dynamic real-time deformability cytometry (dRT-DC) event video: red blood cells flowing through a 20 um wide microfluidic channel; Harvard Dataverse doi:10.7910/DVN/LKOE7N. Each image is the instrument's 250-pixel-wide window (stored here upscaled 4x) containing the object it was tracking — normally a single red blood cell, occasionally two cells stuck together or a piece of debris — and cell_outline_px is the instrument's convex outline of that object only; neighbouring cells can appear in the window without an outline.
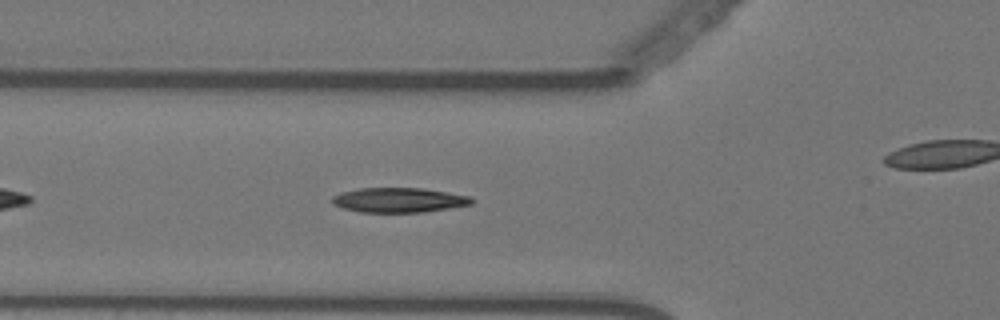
{"species": "Egyptian fruit bat (a non-hibernating species)", "species_latin": "Rousettus aegyptiacus", "temperature_condition": "warm", "stored_images_in_passage": 45, "camera_frame_rate_fps": 3000, "um_per_image_px": 0.085, "animal": {"sex": "female"}, "frame": {"image": 1, "passage_image": 7, "time_ms": 2.0, "image_size_px": [1000, 320], "cell_outline_px": [[472, 204], [424, 212], [360, 212], [344, 208], [332, 204], [332, 196], [344, 192], [360, 188], [424, 188], [468, 196], [472, 200]], "centroid_in_image_um": [33.88, 17.0], "position_along_channel_um": 91.9, "area_um2": 19.83}}
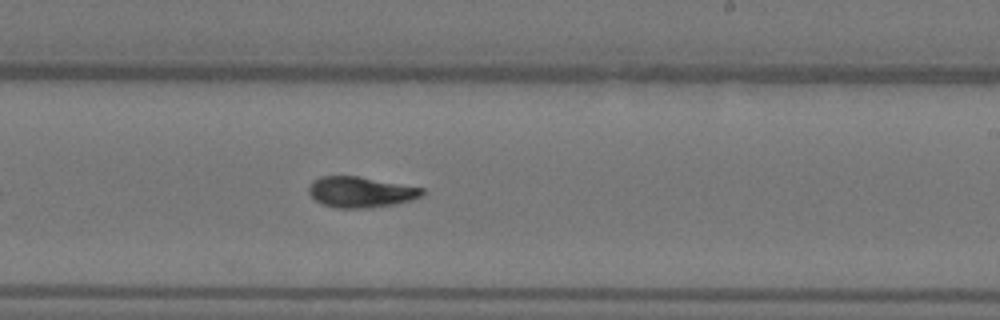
{"frame": {"image": 2, "passage_image": 21, "time_ms": 6.667, "image_size_px": [1000, 320], "cell_outline_px": [[424, 196], [396, 204], [368, 208], [336, 208], [320, 204], [308, 192], [308, 188], [312, 180], [320, 176], [356, 176], [424, 188]], "centroid_in_image_um": [30.64, 16.33], "position_along_channel_um": 258.4, "area_um2": 20.4}}
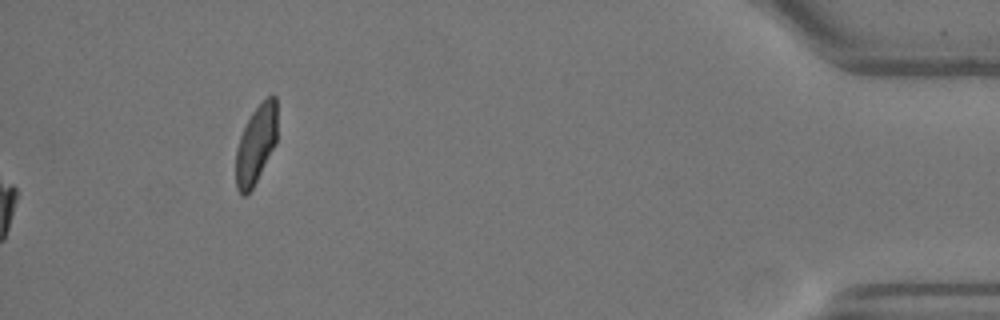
{"frame": {"image": 3, "passage_image": 45, "time_ms": 14.667, "image_size_px": [1000, 320], "cell_outline_px": [[276, 144], [252, 188], [244, 196], [240, 196], [236, 188], [236, 148], [240, 136], [252, 112], [272, 92], [276, 96]], "centroid_in_image_um": [21.75, 12.28], "position_along_channel_um": 413.4, "area_um2": 18.79}, "authors_computed_cell_mechanics": {"area_um2": 20.1144, "velocity_mm_per_s": 3.5558, "shape_relaxation_time_tau1_ms": 6.9807, "shape_relaxation_time_tau2_ms": 1.5856, "deformation_change_tau1": 0.2184, "deformation_change_tau2": 0.07}}